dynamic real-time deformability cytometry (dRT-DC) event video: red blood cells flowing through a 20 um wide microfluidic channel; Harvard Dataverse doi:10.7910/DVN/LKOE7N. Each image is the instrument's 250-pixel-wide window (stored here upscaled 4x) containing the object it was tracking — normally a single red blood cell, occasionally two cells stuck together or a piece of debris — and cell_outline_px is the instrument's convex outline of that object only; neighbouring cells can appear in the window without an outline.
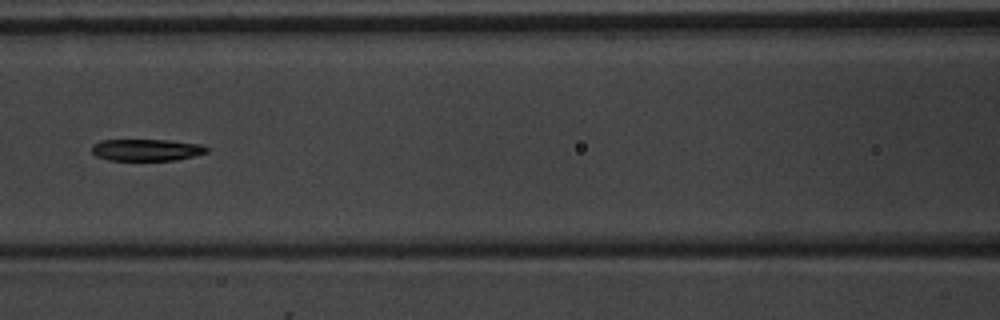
{"species": "common noctule bat (a hibernating species)", "species_latin": "Nyctalus noctula", "temperature_condition": "warm", "stored_images_in_passage": 9, "camera_frame_rate_fps": 3000, "um_per_image_px": 0.085, "animal": {"sex": "male", "body_mass_g": 20.1, "forearm_length_mm": 53.5}, "frame": {"image": 1, "passage_image": 7, "time_ms": 7.333, "image_size_px": [1000, 320], "cell_outline_px": [[208, 152], [176, 160], [108, 160], [96, 156], [92, 152], [92, 144], [100, 140], [168, 140], [200, 144], [208, 148]], "centroid_in_image_um": [12.42, 12.74], "position_along_channel_um": 154.2, "area_um2": 14.57}}
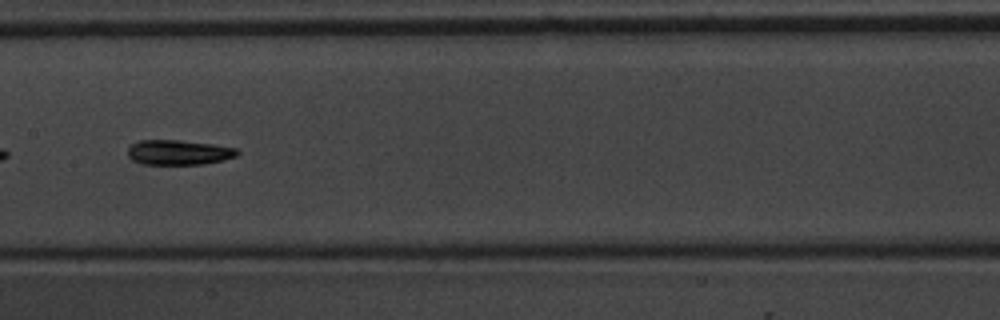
{"frame": {"image": 2, "passage_image": 8, "time_ms": 8.333, "image_size_px": [1000, 320], "cell_outline_px": [[240, 152], [236, 156], [224, 160], [204, 164], [144, 164], [132, 160], [128, 156], [128, 148], [132, 144], [140, 140], [180, 140], [212, 144], [236, 148]], "centroid_in_image_um": [15.19, 12.95], "position_along_channel_um": 192.2, "area_um2": 15.9}}
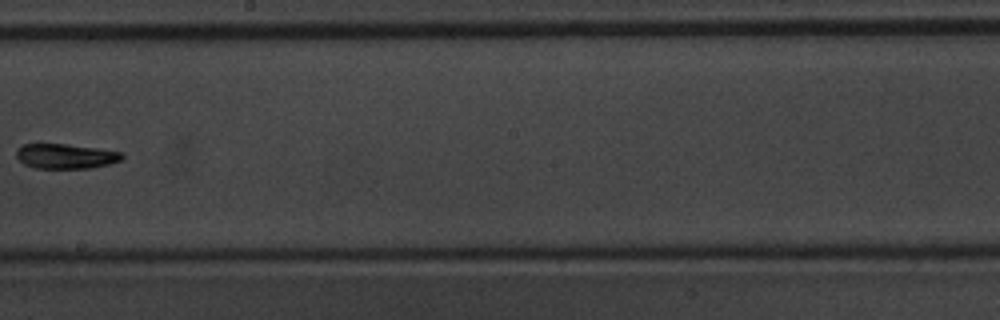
{"frame": {"image": 3, "passage_image": 9, "time_ms": 9.667, "image_size_px": [1000, 320], "cell_outline_px": [[124, 156], [120, 160], [108, 164], [92, 168], [36, 168], [24, 164], [16, 156], [16, 148], [24, 144], [64, 144], [96, 148], [120, 152]], "centroid_in_image_um": [5.54, 13.28], "position_along_channel_um": 242.7, "area_um2": 15.14}}